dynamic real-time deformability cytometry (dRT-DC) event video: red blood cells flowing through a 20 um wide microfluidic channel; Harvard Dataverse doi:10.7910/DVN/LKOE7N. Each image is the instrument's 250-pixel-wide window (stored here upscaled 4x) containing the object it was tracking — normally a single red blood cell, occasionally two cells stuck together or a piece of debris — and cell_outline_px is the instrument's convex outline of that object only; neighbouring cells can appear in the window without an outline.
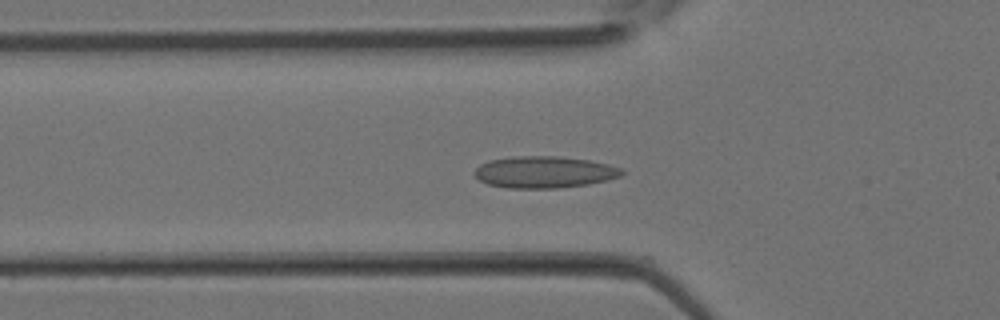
{"species": "Egyptian fruit bat (a non-hibernating species)", "species_latin": "Rousettus aegyptiacus", "temperature_condition": "room temperature", "stored_images_in_passage": 27, "camera_frame_rate_fps": 3000, "um_per_image_px": 0.085, "animal": {"sex": "female"}, "frame": {"image": 1, "passage_image": 2, "time_ms": 0.333, "image_size_px": [1000, 320], "cell_outline_px": [[624, 172], [620, 176], [608, 180], [588, 184], [556, 188], [508, 188], [488, 184], [480, 180], [472, 172], [480, 164], [488, 160], [512, 156], [556, 156], [588, 160], [608, 164], [620, 168]], "centroid_in_image_um": [46.23, 14.62], "position_along_channel_um": 79.6, "area_um2": 27.22}}
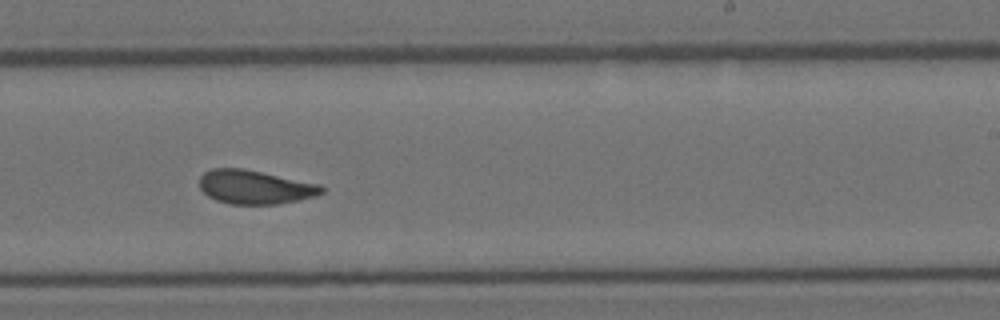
{"frame": {"image": 2, "passage_image": 12, "time_ms": 3.667, "image_size_px": [1000, 320], "cell_outline_px": [[324, 192], [316, 196], [280, 204], [232, 204], [216, 200], [208, 196], [200, 188], [200, 176], [204, 172], [212, 168], [244, 168], [320, 184], [324, 188]], "centroid_in_image_um": [21.68, 15.9], "position_along_channel_um": 267.3, "area_um2": 24.16}}
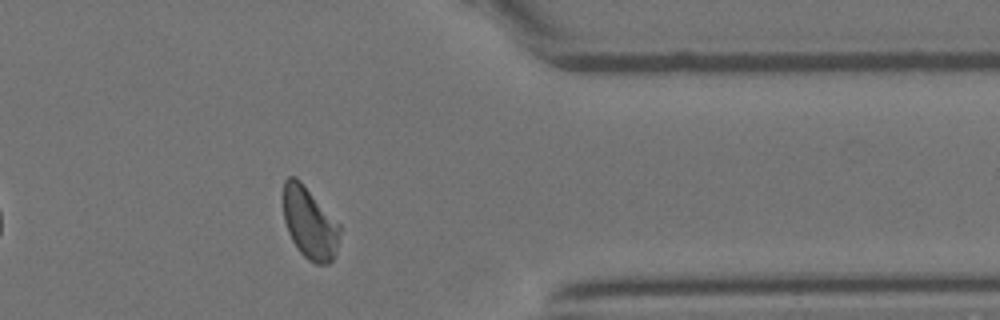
{"frame": {"image": 3, "passage_image": 19, "time_ms": 6.0, "image_size_px": [1000, 320], "cell_outline_px": [[340, 228], [332, 260], [328, 264], [316, 264], [308, 260], [300, 252], [292, 240], [288, 232], [284, 220], [284, 180], [288, 176], [296, 176], [300, 180], [340, 224]], "centroid_in_image_um": [26.29, 18.94], "position_along_channel_um": 385.1, "area_um2": 23.24}}